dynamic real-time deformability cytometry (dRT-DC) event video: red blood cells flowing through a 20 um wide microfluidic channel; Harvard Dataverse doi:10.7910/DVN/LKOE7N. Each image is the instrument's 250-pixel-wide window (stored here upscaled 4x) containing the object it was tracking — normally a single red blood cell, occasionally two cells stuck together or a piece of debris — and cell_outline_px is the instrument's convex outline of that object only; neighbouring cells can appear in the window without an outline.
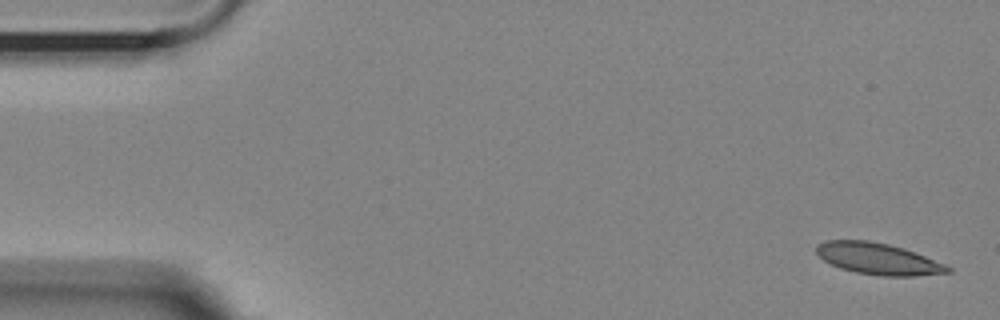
{"species": "Egyptian fruit bat (a non-hibernating species)", "species_latin": "Rousettus aegyptiacus", "temperature_condition": "room temperature", "stored_images_in_passage": 6, "camera_frame_rate_fps": 3000, "um_per_image_px": 0.085, "animal": {"sex": "female"}, "frame": {"image": 1, "passage_image": 1, "time_ms": 0.0, "image_size_px": [1000, 320], "cell_outline_px": [[952, 272], [916, 276], [884, 276], [856, 272], [840, 268], [824, 260], [816, 252], [816, 244], [824, 240], [868, 240], [888, 244], [904, 248], [944, 264], [952, 268]], "centroid_in_image_um": [74.62, 21.99], "position_along_channel_um": 10.4, "area_um2": 23.99}}
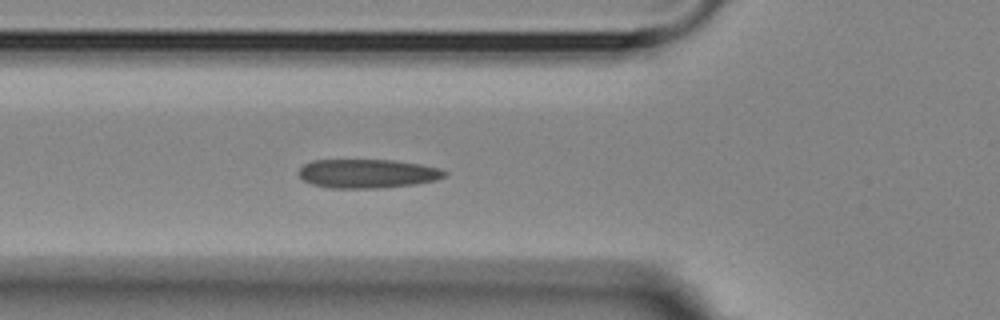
{"frame": {"image": 2, "passage_image": 6, "time_ms": 5.667, "image_size_px": [1000, 320], "cell_outline_px": [[448, 176], [436, 180], [416, 184], [380, 188], [328, 188], [312, 184], [304, 180], [300, 176], [300, 168], [304, 164], [312, 160], [392, 160], [420, 164], [440, 168], [448, 172]], "centroid_in_image_um": [31.28, 14.76], "position_along_channel_um": 94.5, "area_um2": 24.68}}